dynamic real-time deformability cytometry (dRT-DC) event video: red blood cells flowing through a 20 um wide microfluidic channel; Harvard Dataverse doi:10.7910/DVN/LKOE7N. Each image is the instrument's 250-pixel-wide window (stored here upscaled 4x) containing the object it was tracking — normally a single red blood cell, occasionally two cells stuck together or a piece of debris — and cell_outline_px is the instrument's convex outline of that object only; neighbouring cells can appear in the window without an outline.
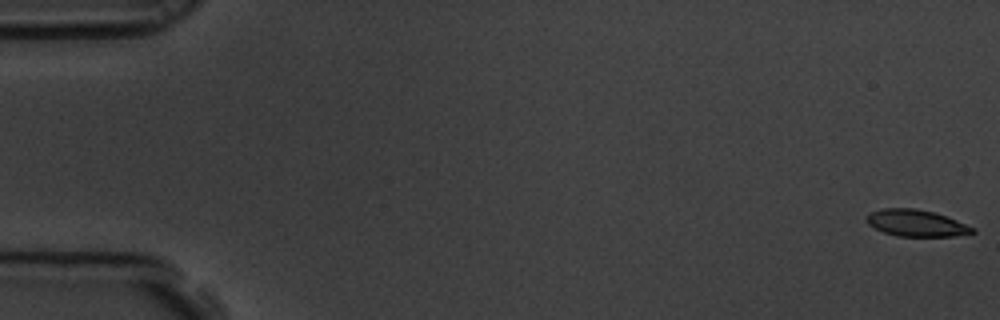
{"species": "common noctule bat (a hibernating species)", "species_latin": "Nyctalus noctula", "temperature_condition": "room temperature", "stored_images_in_passage": 6, "camera_frame_rate_fps": 3000, "um_per_image_px": 0.085, "animal": {"sex": "male", "body_mass_g": 19.5, "forearm_length_mm": 54.6}, "frame": {"image": 1, "passage_image": 1, "time_ms": 0.0, "image_size_px": [1000, 320], "cell_outline_px": [[976, 232], [952, 236], [896, 236], [884, 232], [868, 224], [868, 216], [872, 212], [884, 208], [916, 208], [932, 212], [956, 220], [976, 228]], "centroid_in_image_um": [77.91, 18.97], "position_along_channel_um": 7.1, "area_um2": 16.13}}
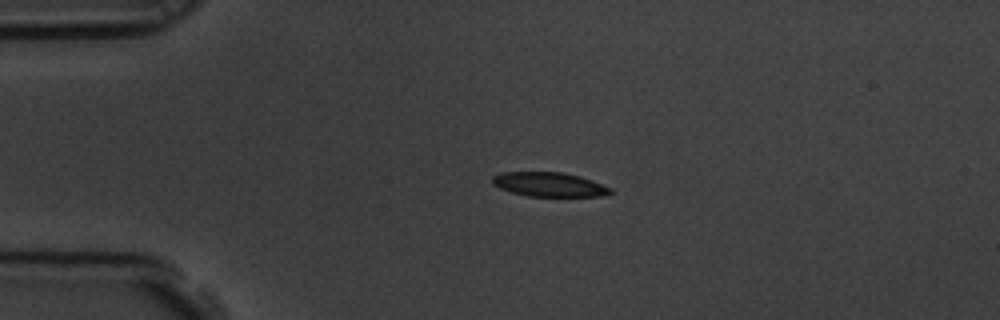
{"frame": {"image": 2, "passage_image": 4, "time_ms": 1.0, "image_size_px": [1000, 320], "cell_outline_px": [[612, 192], [604, 196], [528, 196], [512, 192], [500, 188], [492, 184], [492, 176], [500, 172], [564, 172], [580, 176], [592, 180], [612, 188]], "centroid_in_image_um": [46.68, 15.67], "position_along_channel_um": 38.3, "area_um2": 16.76}}
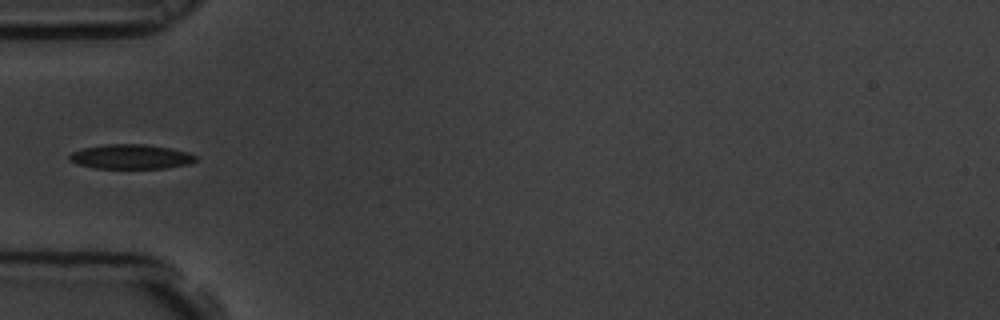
{"frame": {"image": 3, "passage_image": 6, "time_ms": 1.667, "image_size_px": [1000, 320], "cell_outline_px": [[196, 160], [188, 164], [164, 168], [96, 168], [76, 164], [68, 160], [68, 156], [72, 152], [84, 148], [104, 144], [144, 144], [172, 148], [188, 152], [196, 156]], "centroid_in_image_um": [11.1, 13.31], "position_along_channel_um": 73.9, "area_um2": 18.09}}